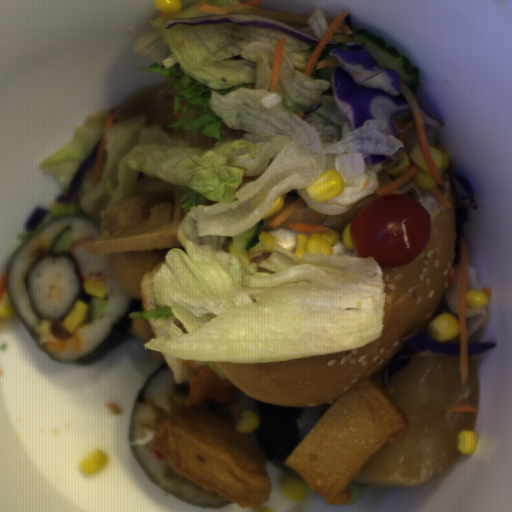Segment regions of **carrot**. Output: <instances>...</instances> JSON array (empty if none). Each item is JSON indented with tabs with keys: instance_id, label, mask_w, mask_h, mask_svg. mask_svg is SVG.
<instances>
[{
	"instance_id": "1",
	"label": "carrot",
	"mask_w": 512,
	"mask_h": 512,
	"mask_svg": "<svg viewBox=\"0 0 512 512\" xmlns=\"http://www.w3.org/2000/svg\"><path fill=\"white\" fill-rule=\"evenodd\" d=\"M399 91L406 98L410 106L413 120L408 123H404L401 119L393 117L396 127L398 129L403 130L401 133L397 134L396 138L404 143L410 131L413 132L417 143H419L420 153L428 167L429 173L434 183H437L441 186H446L443 177L438 168L436 167L433 157L431 155V149L428 143L427 131L425 127L422 109L414 93L402 79H400Z\"/></svg>"
},
{
	"instance_id": "2",
	"label": "carrot",
	"mask_w": 512,
	"mask_h": 512,
	"mask_svg": "<svg viewBox=\"0 0 512 512\" xmlns=\"http://www.w3.org/2000/svg\"><path fill=\"white\" fill-rule=\"evenodd\" d=\"M469 281V247L467 240L460 234V277H459V369L462 386L469 380V348L466 315V303Z\"/></svg>"
},
{
	"instance_id": "3",
	"label": "carrot",
	"mask_w": 512,
	"mask_h": 512,
	"mask_svg": "<svg viewBox=\"0 0 512 512\" xmlns=\"http://www.w3.org/2000/svg\"><path fill=\"white\" fill-rule=\"evenodd\" d=\"M262 5L264 4L260 0H247L229 6H213L206 3V1H201L193 7H197L199 11L212 13L213 15H226L229 12H251L254 15H260L270 19H282L293 23L310 25L308 24V19L311 17L256 8Z\"/></svg>"
},
{
	"instance_id": "4",
	"label": "carrot",
	"mask_w": 512,
	"mask_h": 512,
	"mask_svg": "<svg viewBox=\"0 0 512 512\" xmlns=\"http://www.w3.org/2000/svg\"><path fill=\"white\" fill-rule=\"evenodd\" d=\"M350 11L351 10H349V9L346 10L345 12H343L341 15H339L333 21L326 20L328 27H327L325 33L323 34V36L320 38L318 44L315 46L314 50L312 51L306 65L303 69L302 74H304L305 76L311 77L320 54L322 53V51L324 50L325 46L330 41V39L333 37V35L337 31V29L344 30L346 35L354 34L349 26H345L342 24L344 19L349 15Z\"/></svg>"
},
{
	"instance_id": "5",
	"label": "carrot",
	"mask_w": 512,
	"mask_h": 512,
	"mask_svg": "<svg viewBox=\"0 0 512 512\" xmlns=\"http://www.w3.org/2000/svg\"><path fill=\"white\" fill-rule=\"evenodd\" d=\"M420 167L416 165L414 162L410 165V167L403 172L396 180L393 182H389L383 186L378 187L375 190V193L379 197H383L387 194H392L401 187H403L406 183H408L411 179L414 178V176L419 171Z\"/></svg>"
},
{
	"instance_id": "6",
	"label": "carrot",
	"mask_w": 512,
	"mask_h": 512,
	"mask_svg": "<svg viewBox=\"0 0 512 512\" xmlns=\"http://www.w3.org/2000/svg\"><path fill=\"white\" fill-rule=\"evenodd\" d=\"M289 36H285L278 40L273 54L272 66H271V79L269 84V92H276L278 89L279 75L281 69V62L283 56V50Z\"/></svg>"
},
{
	"instance_id": "7",
	"label": "carrot",
	"mask_w": 512,
	"mask_h": 512,
	"mask_svg": "<svg viewBox=\"0 0 512 512\" xmlns=\"http://www.w3.org/2000/svg\"><path fill=\"white\" fill-rule=\"evenodd\" d=\"M288 229L298 231L301 233H309V234H319V233H325L327 231H330L329 227H325L322 225L309 223L305 221H292L288 222L287 226Z\"/></svg>"
},
{
	"instance_id": "8",
	"label": "carrot",
	"mask_w": 512,
	"mask_h": 512,
	"mask_svg": "<svg viewBox=\"0 0 512 512\" xmlns=\"http://www.w3.org/2000/svg\"><path fill=\"white\" fill-rule=\"evenodd\" d=\"M305 205V201L301 198L291 203L287 208H285L278 216H276L273 220L266 223L270 228H277L284 221H286L290 216H292L296 211H298L302 206Z\"/></svg>"
},
{
	"instance_id": "9",
	"label": "carrot",
	"mask_w": 512,
	"mask_h": 512,
	"mask_svg": "<svg viewBox=\"0 0 512 512\" xmlns=\"http://www.w3.org/2000/svg\"><path fill=\"white\" fill-rule=\"evenodd\" d=\"M105 146H106V131H103L98 154L96 158V163L94 167V173H93V179H92V186L91 190L98 186L100 183V177H101V167H102V160L105 152Z\"/></svg>"
},
{
	"instance_id": "10",
	"label": "carrot",
	"mask_w": 512,
	"mask_h": 512,
	"mask_svg": "<svg viewBox=\"0 0 512 512\" xmlns=\"http://www.w3.org/2000/svg\"><path fill=\"white\" fill-rule=\"evenodd\" d=\"M448 411L450 413H481L479 410L475 409L472 406H462V405L452 406Z\"/></svg>"
},
{
	"instance_id": "11",
	"label": "carrot",
	"mask_w": 512,
	"mask_h": 512,
	"mask_svg": "<svg viewBox=\"0 0 512 512\" xmlns=\"http://www.w3.org/2000/svg\"><path fill=\"white\" fill-rule=\"evenodd\" d=\"M429 191L440 200L446 209L454 208V205L441 193V191L436 186L434 189Z\"/></svg>"
},
{
	"instance_id": "12",
	"label": "carrot",
	"mask_w": 512,
	"mask_h": 512,
	"mask_svg": "<svg viewBox=\"0 0 512 512\" xmlns=\"http://www.w3.org/2000/svg\"><path fill=\"white\" fill-rule=\"evenodd\" d=\"M323 67H341V66L334 58H330V59H325L323 61L318 62L314 68V71H318Z\"/></svg>"
},
{
	"instance_id": "13",
	"label": "carrot",
	"mask_w": 512,
	"mask_h": 512,
	"mask_svg": "<svg viewBox=\"0 0 512 512\" xmlns=\"http://www.w3.org/2000/svg\"><path fill=\"white\" fill-rule=\"evenodd\" d=\"M6 284H7V271L6 269H1L0 272V303L4 297L6 292Z\"/></svg>"
},
{
	"instance_id": "14",
	"label": "carrot",
	"mask_w": 512,
	"mask_h": 512,
	"mask_svg": "<svg viewBox=\"0 0 512 512\" xmlns=\"http://www.w3.org/2000/svg\"><path fill=\"white\" fill-rule=\"evenodd\" d=\"M152 452L158 459L166 460L161 451L158 450L157 448L154 447Z\"/></svg>"
},
{
	"instance_id": "15",
	"label": "carrot",
	"mask_w": 512,
	"mask_h": 512,
	"mask_svg": "<svg viewBox=\"0 0 512 512\" xmlns=\"http://www.w3.org/2000/svg\"><path fill=\"white\" fill-rule=\"evenodd\" d=\"M115 116H116V115H114V114H110V116H109V118H108V120H107V122H106V125H105L106 130H107V129H109V128H111V126H112V122H113V120H114Z\"/></svg>"
},
{
	"instance_id": "16",
	"label": "carrot",
	"mask_w": 512,
	"mask_h": 512,
	"mask_svg": "<svg viewBox=\"0 0 512 512\" xmlns=\"http://www.w3.org/2000/svg\"><path fill=\"white\" fill-rule=\"evenodd\" d=\"M482 292H484L487 295L488 298L490 296H492V289H490V288L482 289Z\"/></svg>"
},
{
	"instance_id": "17",
	"label": "carrot",
	"mask_w": 512,
	"mask_h": 512,
	"mask_svg": "<svg viewBox=\"0 0 512 512\" xmlns=\"http://www.w3.org/2000/svg\"><path fill=\"white\" fill-rule=\"evenodd\" d=\"M160 16H161L162 20H165V21L168 18V14L167 13H162L161 11H160Z\"/></svg>"
},
{
	"instance_id": "18",
	"label": "carrot",
	"mask_w": 512,
	"mask_h": 512,
	"mask_svg": "<svg viewBox=\"0 0 512 512\" xmlns=\"http://www.w3.org/2000/svg\"><path fill=\"white\" fill-rule=\"evenodd\" d=\"M320 217H321L320 213H316V212H315L314 219H320Z\"/></svg>"
}]
</instances>
